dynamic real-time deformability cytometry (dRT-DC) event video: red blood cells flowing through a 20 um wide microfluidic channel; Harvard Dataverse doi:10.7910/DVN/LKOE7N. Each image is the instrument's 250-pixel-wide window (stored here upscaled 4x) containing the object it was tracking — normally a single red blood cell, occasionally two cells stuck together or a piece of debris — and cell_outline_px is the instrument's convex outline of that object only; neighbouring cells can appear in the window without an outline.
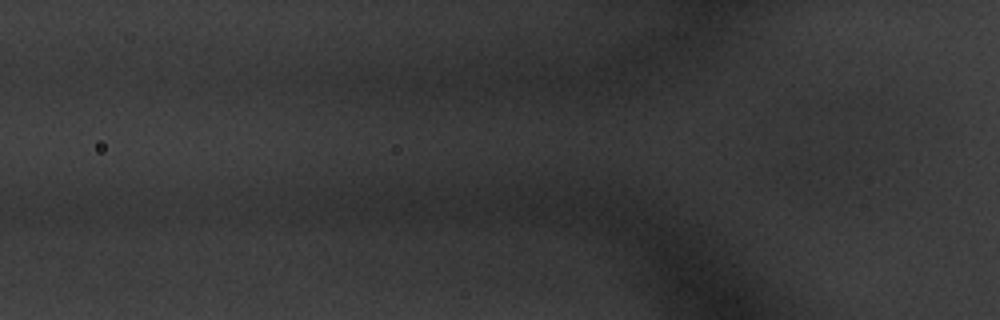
{"species": "common noctule bat (a hibernating species)", "species_latin": "Nyctalus noctula", "temperature_condition": "warm", "stored_images_in_passage": 3, "camera_frame_rate_fps": 3000, "um_per_image_px": 0.085, "animal": {"sex": "male", "body_mass_g": 20.1, "forearm_length_mm": 53.5}, "frame": {"image": 1, "passage_image": 2, "time_ms": 0.333, "image_size_px": [1000, 320], "cell_outline_px": [[744, 256], [740, 288], [732, 292], [708, 284], [680, 244], [684, 220], [724, 220], [732, 224]], "centroid_in_image_um": [60.73, 21.42], "position_along_channel_um": 65.1, "area_um2": 24.04}}